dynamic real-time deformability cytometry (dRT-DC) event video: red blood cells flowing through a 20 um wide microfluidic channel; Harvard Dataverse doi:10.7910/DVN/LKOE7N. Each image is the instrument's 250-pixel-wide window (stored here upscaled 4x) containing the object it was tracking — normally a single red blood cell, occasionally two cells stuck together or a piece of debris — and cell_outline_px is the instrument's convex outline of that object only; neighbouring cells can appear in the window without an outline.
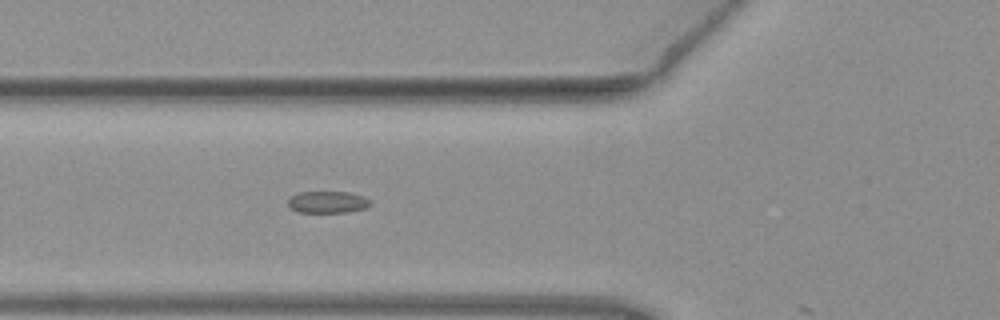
{"species": "common noctule bat (a hibernating species)", "species_latin": "Nyctalus noctula", "temperature_condition": "warm", "stored_images_in_passage": 20, "camera_frame_rate_fps": 3000, "um_per_image_px": 0.085, "animal": {"sex": "female", "body_mass_g": 19.3, "forearm_length_mm": 54.1}, "frame": {"image": 1, "passage_image": 19, "time_ms": 6.0, "image_size_px": [1000, 320], "cell_outline_px": [[372, 204], [364, 208], [348, 212], [296, 212], [288, 208], [288, 196], [300, 192], [348, 192], [364, 196], [372, 200]], "centroid_in_image_um": [27.82, 17.17], "position_along_channel_um": 98.0, "area_um2": 10.69}}